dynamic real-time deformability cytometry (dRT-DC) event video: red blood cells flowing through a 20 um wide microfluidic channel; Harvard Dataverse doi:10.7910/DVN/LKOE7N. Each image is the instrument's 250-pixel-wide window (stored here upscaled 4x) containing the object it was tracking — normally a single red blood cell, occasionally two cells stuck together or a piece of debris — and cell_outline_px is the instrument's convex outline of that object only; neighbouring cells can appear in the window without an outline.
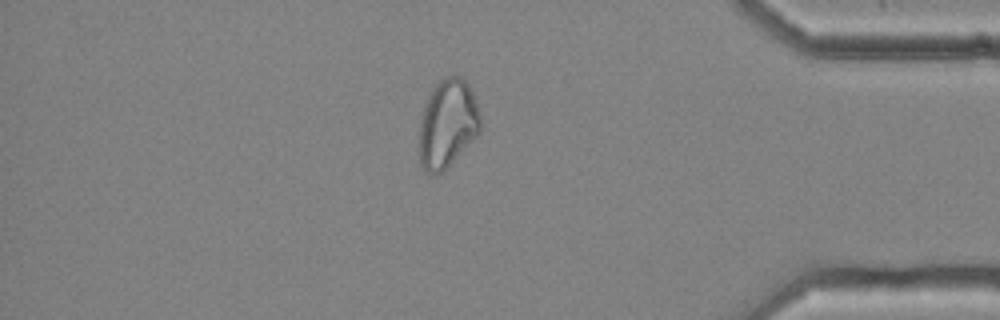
{"species": "common noctule bat (a hibernating species)", "species_latin": "Nyctalus noctula", "temperature_condition": "cold", "stored_images_in_passage": 56, "camera_frame_rate_fps": 3000, "um_per_image_px": 0.085, "animal": {"sex": "female", "body_mass_g": 25.1}, "frame": {"image": 1, "passage_image": 48, "time_ms": 15.667, "image_size_px": [1000, 320], "cell_outline_px": [[480, 132], [440, 172], [432, 176], [428, 176], [424, 172], [420, 164], [420, 124], [424, 108], [428, 96], [432, 88], [440, 80], [456, 72], [468, 84], [476, 100], [480, 116]], "centroid_in_image_um": [38.03, 10.48], "position_along_channel_um": 397.2, "area_um2": 31.15}}